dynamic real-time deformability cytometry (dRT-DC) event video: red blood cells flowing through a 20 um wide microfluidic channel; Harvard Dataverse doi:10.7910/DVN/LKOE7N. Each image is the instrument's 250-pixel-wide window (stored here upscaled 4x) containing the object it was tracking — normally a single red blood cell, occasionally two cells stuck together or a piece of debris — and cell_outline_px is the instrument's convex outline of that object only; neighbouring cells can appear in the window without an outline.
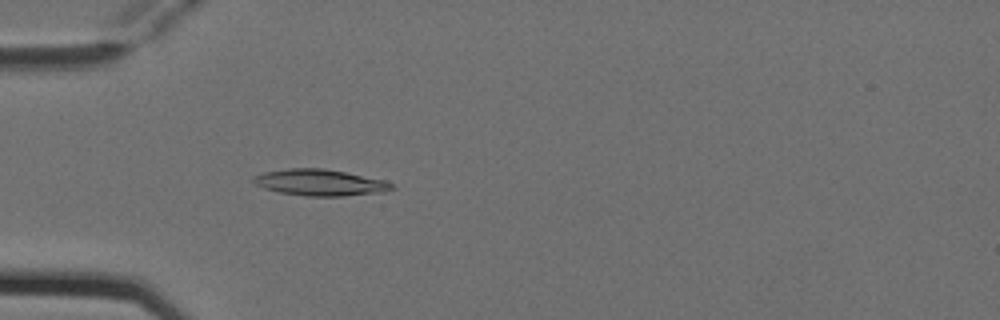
{"species": "Egyptian fruit bat (a non-hibernating species)", "species_latin": "Rousettus aegyptiacus", "temperature_condition": "cold", "stored_images_in_passage": 4, "camera_frame_rate_fps": 3000, "um_per_image_px": 0.085, "animal": {"sex": "female"}, "frame": {"image": 1, "passage_image": 4, "time_ms": 1.0, "image_size_px": [1000, 320], "cell_outline_px": [[396, 188], [384, 192], [344, 196], [304, 196], [280, 192], [264, 188], [256, 184], [252, 180], [252, 176], [264, 172], [288, 168], [324, 168], [384, 180], [392, 184]], "centroid_in_image_um": [27.19, 15.52], "position_along_channel_um": 57.8, "area_um2": 21.21}}